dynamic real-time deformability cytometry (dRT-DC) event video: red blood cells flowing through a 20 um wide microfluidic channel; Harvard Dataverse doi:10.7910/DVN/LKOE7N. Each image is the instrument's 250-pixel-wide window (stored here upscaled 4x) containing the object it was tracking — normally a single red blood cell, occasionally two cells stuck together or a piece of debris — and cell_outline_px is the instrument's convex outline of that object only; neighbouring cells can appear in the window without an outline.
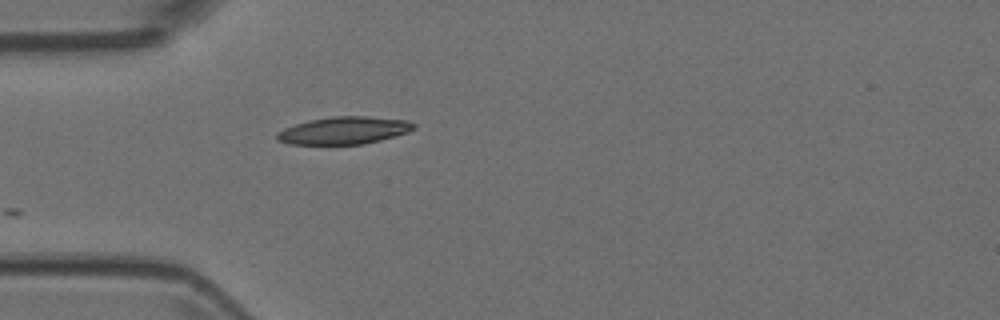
{"species": "Egyptian fruit bat (a non-hibernating species)", "species_latin": "Rousettus aegyptiacus", "temperature_condition": "room temperature", "stored_images_in_passage": 1, "camera_frame_rate_fps": 3000, "um_per_image_px": 0.085, "animal": {"sex": "female"}, "frame": {"image": 1, "passage_image": 1, "time_ms": 0.0, "image_size_px": [1000, 320], "cell_outline_px": [[416, 128], [408, 132], [396, 136], [364, 144], [288, 144], [276, 140], [276, 132], [284, 128], [296, 124], [312, 120], [332, 116], [368, 116], [404, 120], [416, 124]], "centroid_in_image_um": [29.24, 11.09], "position_along_channel_um": 55.8, "area_um2": 21.85}}